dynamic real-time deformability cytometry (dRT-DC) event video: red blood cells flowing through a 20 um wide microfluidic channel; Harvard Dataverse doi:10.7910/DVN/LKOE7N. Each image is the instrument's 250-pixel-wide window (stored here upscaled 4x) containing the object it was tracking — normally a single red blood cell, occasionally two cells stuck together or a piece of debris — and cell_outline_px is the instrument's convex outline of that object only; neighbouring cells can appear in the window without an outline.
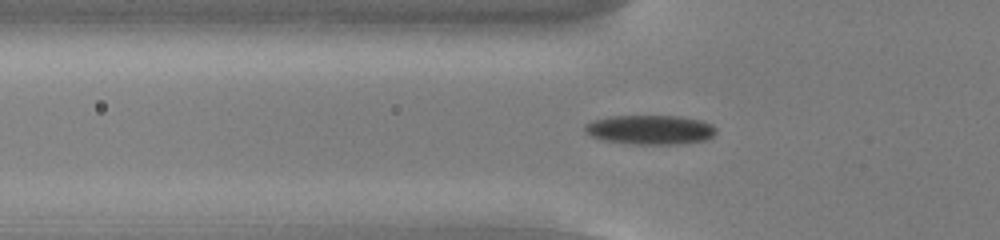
{"species": "common noctule bat (a hibernating species)", "species_latin": "Nyctalus noctula", "temperature_condition": "cold", "stored_images_in_passage": 54, "camera_frame_rate_fps": 3000, "um_per_image_px": 0.085, "animal": {"sex": "male", "body_mass_g": 13.0, "forearm_length_mm": 53.1}, "frame": {"image": 1, "passage_image": 19, "time_ms": 6.0, "image_size_px": [1000, 240], "cell_outline_px": [[716, 132], [712, 136], [704, 140], [684, 144], [632, 144], [604, 140], [592, 136], [584, 132], [584, 124], [592, 120], [612, 116], [680, 116], [700, 120], [712, 124], [716, 128]], "centroid_in_image_um": [55.26, 11.03], "position_along_channel_um": 70.5, "area_um2": 22.54}}
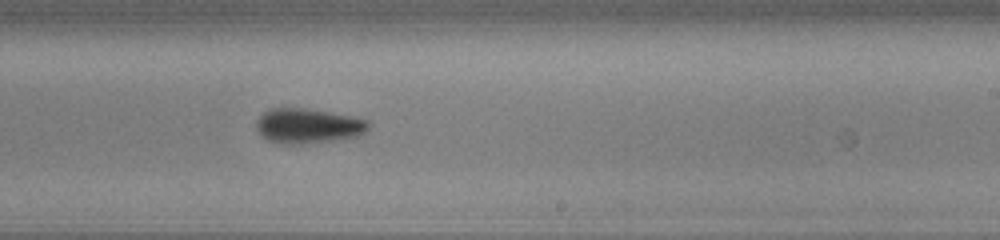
{"frame": {"image": 2, "passage_image": 34, "time_ms": 11.0, "image_size_px": [1000, 240], "cell_outline_px": [[372, 124], [360, 136], [332, 140], [300, 144], [284, 144], [268, 140], [260, 136], [256, 128], [256, 120], [264, 112], [272, 108], [304, 108], [352, 116], [368, 120]], "centroid_in_image_um": [26.18, 10.7], "position_along_channel_um": 262.8, "area_um2": 22.83}}
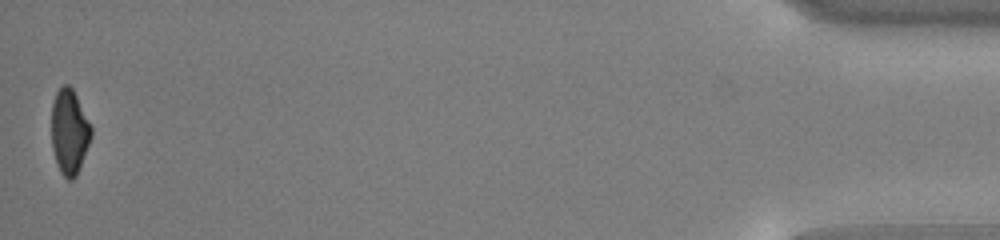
{"frame": {"image": 3, "passage_image": 54, "time_ms": 17.667, "image_size_px": [1000, 240], "cell_outline_px": [[92, 136], [80, 168], [76, 176], [72, 180], [68, 180], [60, 172], [52, 148], [52, 104], [56, 92], [64, 84], [68, 84], [72, 88], [92, 128]], "centroid_in_image_um": [5.9, 11.22], "position_along_channel_um": 429.3, "area_um2": 19.48}, "authors_computed_cell_mechanics": {"area_um2": 21.5305, "velocity_mm_per_s": 3.8552, "shape_relaxation_time_tau1_ms": 2.5725, "shape_relaxation_time_tau2_ms": 3.8141, "deformation_change_tau1": 0.1035, "deformation_change_tau2": 0.0986}}